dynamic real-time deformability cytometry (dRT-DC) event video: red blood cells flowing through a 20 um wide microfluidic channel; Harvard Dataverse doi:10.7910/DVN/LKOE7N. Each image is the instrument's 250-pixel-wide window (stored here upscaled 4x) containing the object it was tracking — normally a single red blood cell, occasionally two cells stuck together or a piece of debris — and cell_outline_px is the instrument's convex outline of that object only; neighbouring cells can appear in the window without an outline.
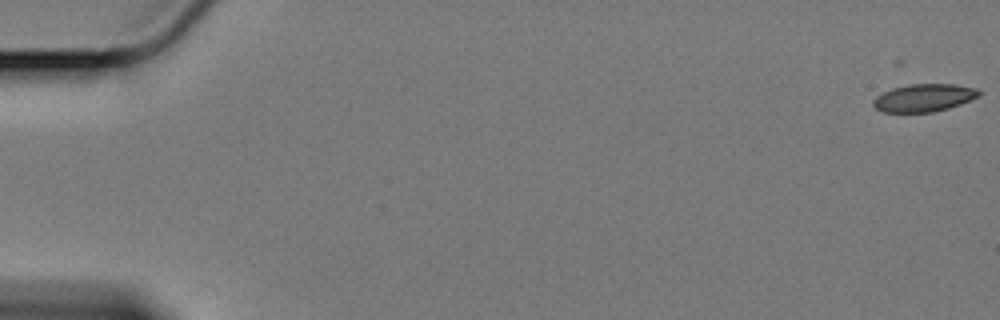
{"species": "Egyptian fruit bat (a non-hibernating species)", "species_latin": "Rousettus aegyptiacus", "temperature_condition": "cold", "stored_images_in_passage": 14, "camera_frame_rate_fps": 3000, "um_per_image_px": 0.085, "animal": {"sex": "female"}, "frame": {"image": 1, "passage_image": 1, "time_ms": 0.0, "image_size_px": [1000, 320], "cell_outline_px": [[980, 96], [960, 104], [948, 108], [932, 112], [884, 112], [876, 108], [872, 104], [872, 100], [876, 96], [892, 88], [908, 84], [952, 84], [976, 88], [980, 92]], "centroid_in_image_um": [78.52, 8.31], "position_along_channel_um": 6.5, "area_um2": 16.99}}